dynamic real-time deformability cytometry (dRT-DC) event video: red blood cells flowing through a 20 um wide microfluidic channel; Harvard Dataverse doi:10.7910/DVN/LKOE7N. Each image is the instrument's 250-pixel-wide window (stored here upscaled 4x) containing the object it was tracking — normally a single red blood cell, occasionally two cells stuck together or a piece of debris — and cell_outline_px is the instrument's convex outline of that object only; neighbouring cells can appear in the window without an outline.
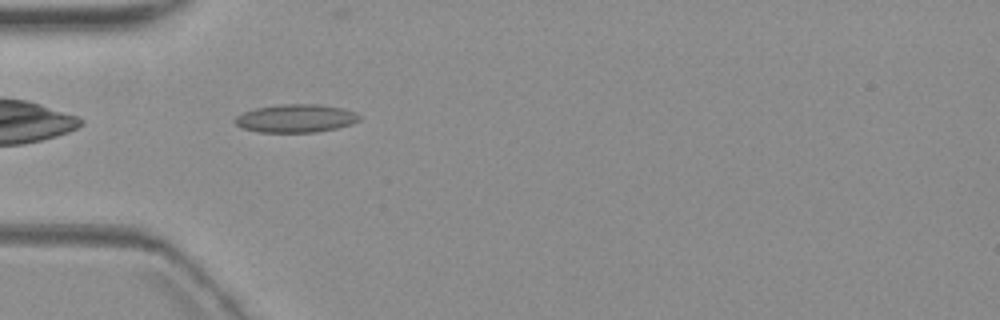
{"species": "common noctule bat (a hibernating species)", "species_latin": "Nyctalus noctula", "temperature_condition": "warm", "stored_images_in_passage": 5, "camera_frame_rate_fps": 3000, "um_per_image_px": 0.085, "animal": {"sex": "female", "body_mass_g": 19.3, "forearm_length_mm": 54.1}, "frame": {"image": 1, "passage_image": 4, "time_ms": 4.667, "image_size_px": [1000, 320], "cell_outline_px": [[360, 120], [352, 124], [336, 128], [316, 132], [260, 132], [244, 128], [236, 124], [236, 116], [244, 112], [256, 108], [280, 104], [320, 104], [344, 108], [356, 112], [360, 116]], "centroid_in_image_um": [25.2, 10.05], "position_along_channel_um": 59.8, "area_um2": 20.35}}
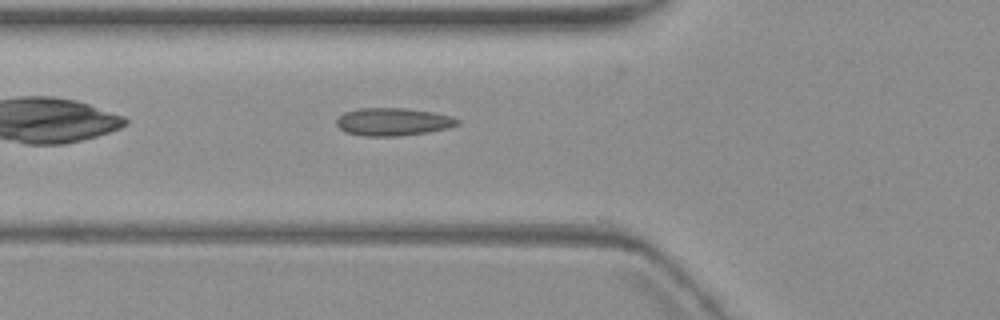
{"frame": {"image": 2, "passage_image": 5, "time_ms": 5.667, "image_size_px": [1000, 320], "cell_outline_px": [[460, 124], [448, 128], [428, 132], [400, 136], [364, 136], [344, 132], [336, 124], [336, 120], [344, 112], [356, 108], [404, 108], [432, 112], [452, 116], [460, 120]], "centroid_in_image_um": [33.4, 10.35], "position_along_channel_um": 92.4, "area_um2": 19.71}}